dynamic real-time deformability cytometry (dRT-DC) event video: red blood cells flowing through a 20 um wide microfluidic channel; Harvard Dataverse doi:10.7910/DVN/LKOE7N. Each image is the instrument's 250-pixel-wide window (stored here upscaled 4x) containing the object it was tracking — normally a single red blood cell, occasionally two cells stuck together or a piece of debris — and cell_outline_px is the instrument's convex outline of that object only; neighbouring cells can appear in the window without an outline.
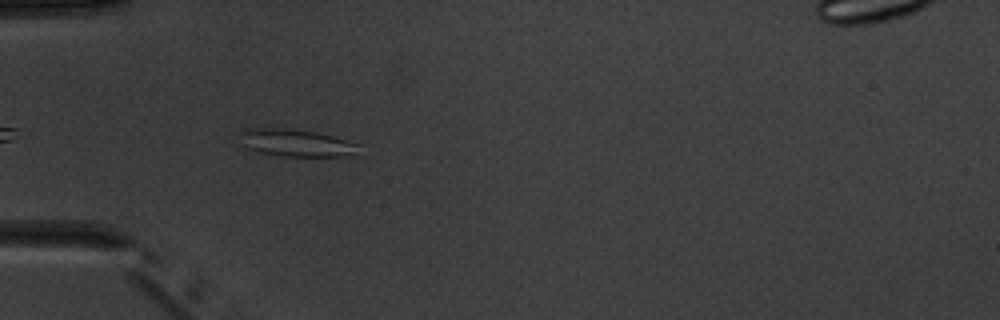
{"species": "common noctule bat (a hibernating species)", "species_latin": "Nyctalus noctula", "temperature_condition": "warm", "stored_images_in_passage": 8, "camera_frame_rate_fps": 3000, "um_per_image_px": 0.085, "animal": {"sex": "male", "body_mass_g": 20.1, "forearm_length_mm": 53.5}, "frame": {"image": 1, "passage_image": 4, "time_ms": 4.333, "image_size_px": [1000, 320], "cell_outline_px": [[360, 144], [352, 152], [344, 156], [280, 156], [240, 148], [240, 132], [244, 128], [284, 128], [316, 132], [332, 136]], "centroid_in_image_um": [25.01, 12.13], "position_along_channel_um": 60.0, "area_um2": 18.9}}
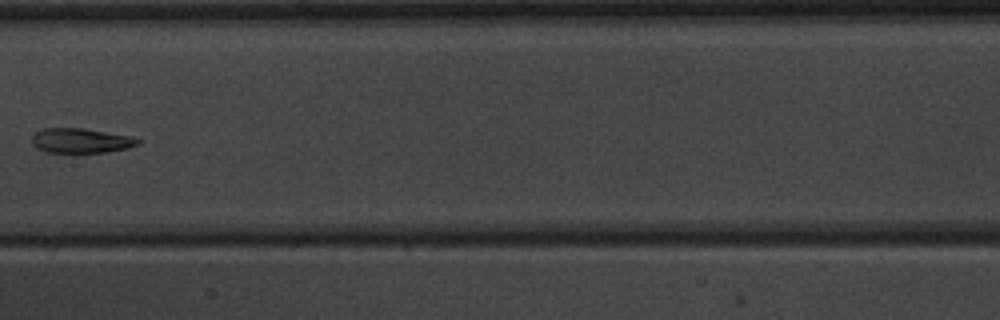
{"frame": {"image": 2, "passage_image": 7, "time_ms": 8.0, "image_size_px": [1000, 320], "cell_outline_px": [[140, 144], [128, 148], [108, 152], [72, 156], [44, 152], [36, 148], [32, 144], [32, 136], [36, 132], [44, 128], [84, 128], [132, 136], [140, 140]], "centroid_in_image_um": [6.85, 12.01], "position_along_channel_um": 200.5, "area_um2": 16.3}}
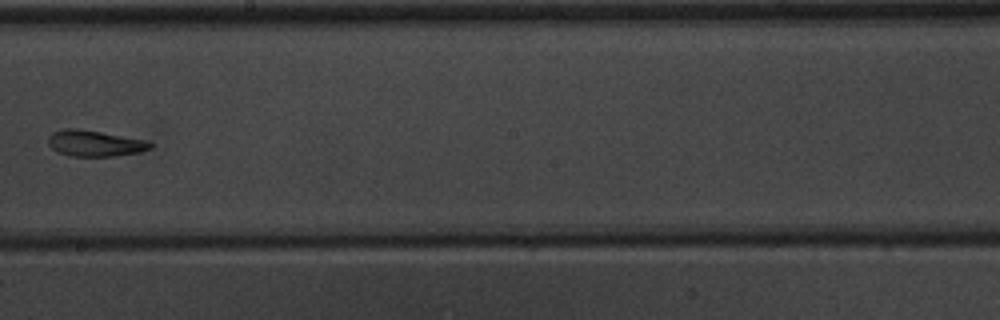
{"frame": {"image": 3, "passage_image": 8, "time_ms": 9.0, "image_size_px": [1000, 320], "cell_outline_px": [[156, 144], [152, 148], [140, 152], [116, 156], [72, 156], [60, 152], [52, 148], [48, 144], [48, 136], [52, 132], [64, 128], [76, 128], [148, 140]], "centroid_in_image_um": [8.11, 12.18], "position_along_channel_um": 240.1, "area_um2": 15.61}}